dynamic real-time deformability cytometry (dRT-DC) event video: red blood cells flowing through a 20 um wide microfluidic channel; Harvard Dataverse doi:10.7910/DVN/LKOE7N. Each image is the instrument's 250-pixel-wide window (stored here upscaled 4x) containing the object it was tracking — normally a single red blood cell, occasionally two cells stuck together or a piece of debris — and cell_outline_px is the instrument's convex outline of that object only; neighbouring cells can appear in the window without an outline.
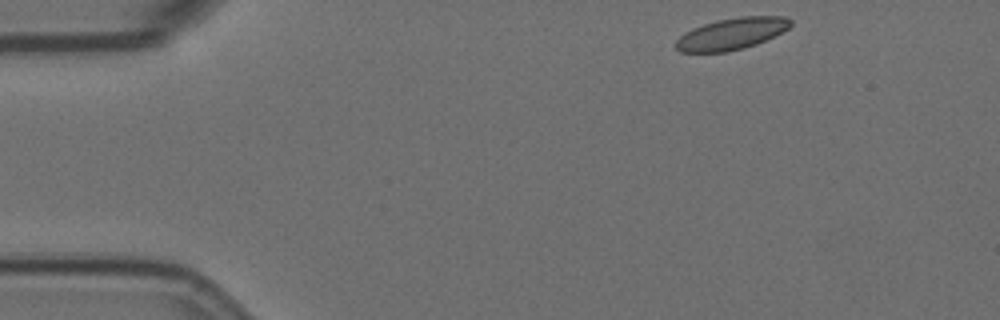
{"species": "Egyptian fruit bat (a non-hibernating species)", "species_latin": "Rousettus aegyptiacus", "temperature_condition": "room temperature", "stored_images_in_passage": 51, "camera_frame_rate_fps": 3000, "um_per_image_px": 0.085, "animal": {"sex": "female"}, "frame": {"image": 1, "passage_image": 1, "time_ms": 0.0, "image_size_px": [1000, 320], "cell_outline_px": [[792, 24], [788, 28], [756, 44], [744, 48], [728, 52], [680, 52], [676, 48], [676, 40], [684, 32], [692, 28], [716, 20], [740, 16], [784, 16], [792, 20]], "centroid_in_image_um": [62.16, 2.87], "position_along_channel_um": 22.8, "area_um2": 21.1}}
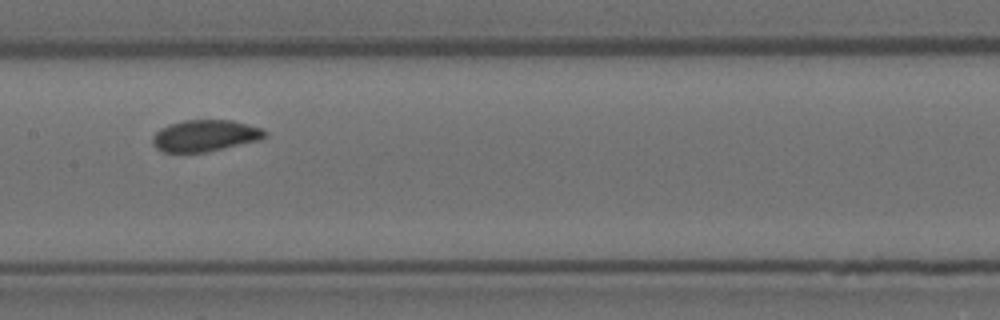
{"frame": {"image": 2, "passage_image": 22, "time_ms": 7.0, "image_size_px": [1000, 320], "cell_outline_px": [[268, 136], [264, 140], [208, 152], [164, 152], [156, 148], [152, 144], [152, 136], [160, 128], [168, 124], [184, 120], [232, 120], [264, 128], [268, 132]], "centroid_in_image_um": [17.5, 11.53], "position_along_channel_um": 189.9, "area_um2": 21.21}}
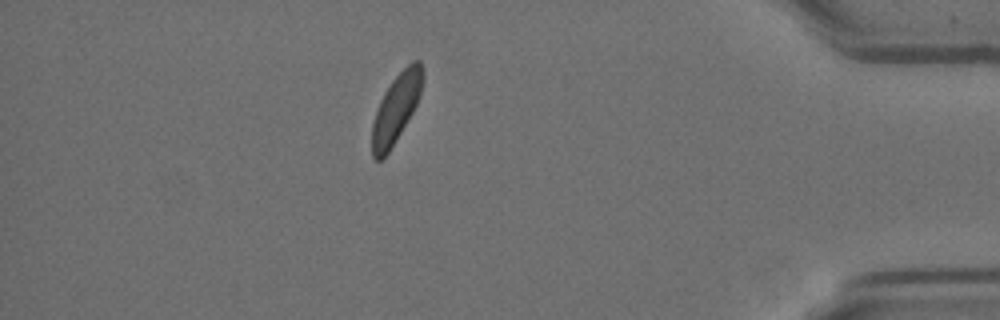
{"frame": {"image": 3, "passage_image": 44, "time_ms": 14.333, "image_size_px": [1000, 320], "cell_outline_px": [[424, 76], [420, 96], [412, 112], [388, 152], [380, 160], [376, 160], [372, 156], [372, 124], [380, 100], [384, 92], [392, 80], [412, 60], [420, 60], [424, 72]], "centroid_in_image_um": [33.68, 9.16], "position_along_channel_um": 401.5, "area_um2": 19.88}, "authors_computed_cell_mechanics": {"area_um2": 20.9236, "velocity_mm_per_s": 3.4851, "shape_relaxation_time_tau1_ms": 3.3091, "shape_relaxation_time_tau2_ms": 2.9638, "deformation_change_tau1": 0.0785, "deformation_change_tau2": 0.064}}